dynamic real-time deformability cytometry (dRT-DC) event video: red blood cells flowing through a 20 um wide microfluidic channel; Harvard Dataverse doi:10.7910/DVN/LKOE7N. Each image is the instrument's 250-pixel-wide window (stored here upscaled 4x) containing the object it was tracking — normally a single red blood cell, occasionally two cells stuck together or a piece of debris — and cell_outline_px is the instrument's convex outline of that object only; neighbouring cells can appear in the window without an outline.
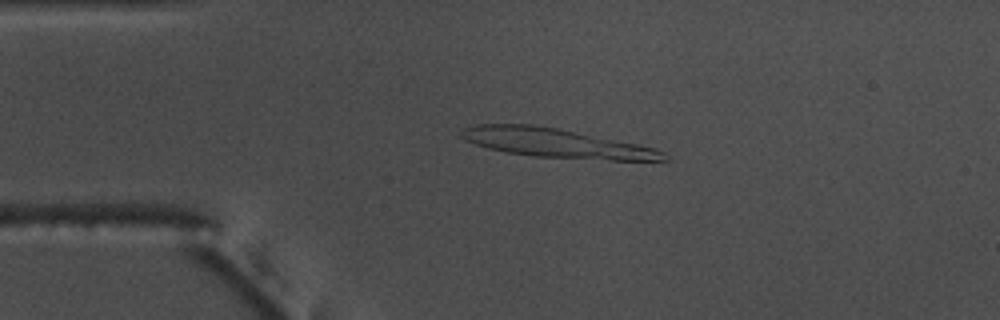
{"species": "common noctule bat (a hibernating species)", "species_latin": "Nyctalus noctula", "temperature_condition": "warm", "stored_images_in_passage": 14, "camera_frame_rate_fps": 3000, "um_per_image_px": 0.085, "animal": {"sex": "male", "body_mass_g": 17.5, "forearm_length_mm": 52.3}, "frame": {"image": 1, "passage_image": 12, "time_ms": 3.667, "image_size_px": [1000, 320], "cell_outline_px": [[672, 160], [612, 160], [532, 156], [508, 152], [488, 148], [464, 140], [460, 136], [460, 132], [464, 128], [476, 124], [532, 124], [556, 128], [656, 148], [664, 152]], "centroid_in_image_um": [47.26, 12.16], "position_along_channel_um": 37.7, "area_um2": 33.93}}